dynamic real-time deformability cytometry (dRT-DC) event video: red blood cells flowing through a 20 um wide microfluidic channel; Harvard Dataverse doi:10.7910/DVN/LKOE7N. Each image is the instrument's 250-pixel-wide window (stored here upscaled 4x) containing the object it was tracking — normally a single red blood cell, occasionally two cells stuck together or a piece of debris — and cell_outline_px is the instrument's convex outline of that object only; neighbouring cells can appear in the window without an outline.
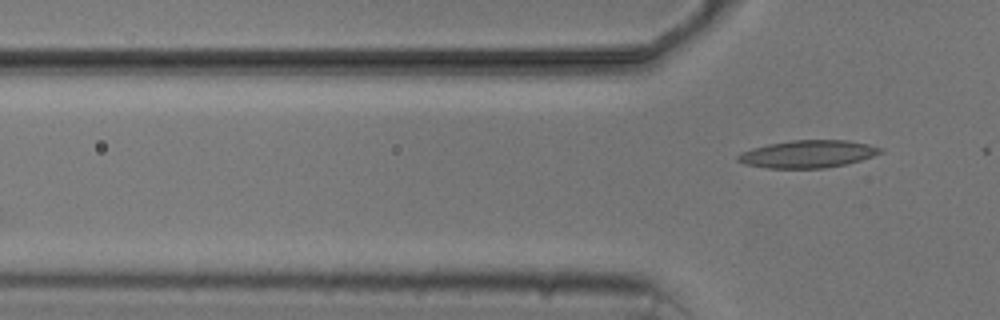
{"species": "common noctule bat (a hibernating species)", "species_latin": "Nyctalus noctula", "temperature_condition": "cold", "stored_images_in_passage": 4, "camera_frame_rate_fps": 3000, "um_per_image_px": 0.085, "animal": {"sex": "male", "body_mass_g": 20.5, "forearm_length_mm": 52.5}, "frame": {"image": 1, "passage_image": 4, "time_ms": 4.333, "image_size_px": [1000, 320], "cell_outline_px": [[884, 152], [860, 160], [844, 164], [824, 168], [768, 168], [744, 164], [736, 160], [736, 156], [740, 152], [752, 148], [768, 144], [792, 140], [848, 140], [868, 144], [884, 148]], "centroid_in_image_um": [68.65, 13.08], "position_along_channel_um": 57.2, "area_um2": 22.89}}